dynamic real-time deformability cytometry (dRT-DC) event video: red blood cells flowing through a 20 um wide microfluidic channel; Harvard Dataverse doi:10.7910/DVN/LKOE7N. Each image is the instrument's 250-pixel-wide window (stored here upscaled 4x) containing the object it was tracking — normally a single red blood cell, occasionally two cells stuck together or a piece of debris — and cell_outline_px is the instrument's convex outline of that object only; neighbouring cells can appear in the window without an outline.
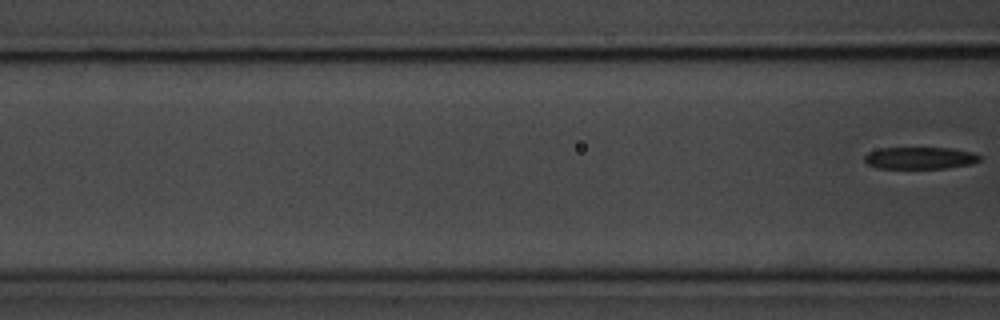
{"species": "common noctule bat (a hibernating species)", "species_latin": "Nyctalus noctula", "temperature_condition": "room temperature", "stored_images_in_passage": 3, "camera_frame_rate_fps": 3000, "um_per_image_px": 0.085, "animal": {"sex": "male", "body_mass_g": 20.1, "forearm_length_mm": 53.5}, "frame": {"image": 1, "passage_image": 3, "time_ms": 3.0, "image_size_px": [1000, 320], "cell_outline_px": [[984, 156], [980, 160], [972, 164], [944, 168], [880, 168], [868, 164], [864, 160], [864, 156], [868, 152], [880, 148], [952, 148], [972, 152]], "centroid_in_image_um": [78.24, 13.42], "position_along_channel_um": 88.4, "area_um2": 14.8}}